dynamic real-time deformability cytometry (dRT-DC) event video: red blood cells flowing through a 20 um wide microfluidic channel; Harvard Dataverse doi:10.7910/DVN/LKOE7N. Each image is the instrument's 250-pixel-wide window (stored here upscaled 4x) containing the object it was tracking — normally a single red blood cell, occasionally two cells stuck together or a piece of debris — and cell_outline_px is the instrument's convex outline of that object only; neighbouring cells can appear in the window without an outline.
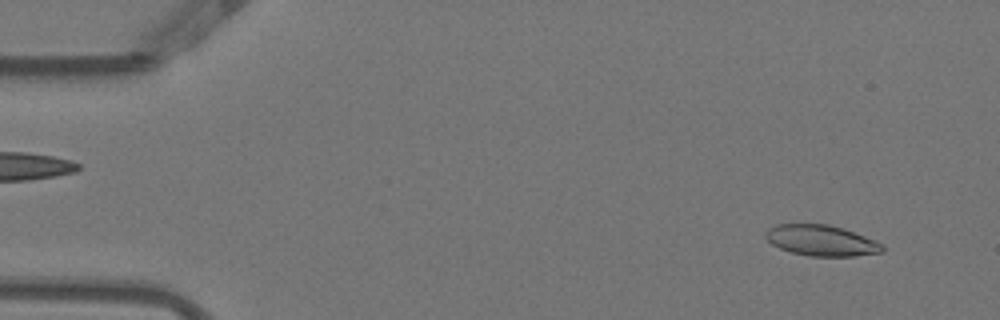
{"species": "Egyptian fruit bat (a non-hibernating species)", "species_latin": "Rousettus aegyptiacus", "temperature_condition": "warm", "stored_images_in_passage": 51, "camera_frame_rate_fps": 3000, "um_per_image_px": 0.085, "animal": {"sex": "female"}, "frame": {"image": 1, "passage_image": 3, "time_ms": 0.667, "image_size_px": [1000, 320], "cell_outline_px": [[884, 252], [856, 256], [808, 256], [792, 252], [780, 248], [772, 244], [764, 236], [764, 232], [768, 228], [776, 224], [828, 224], [844, 228], [884, 244]], "centroid_in_image_um": [69.82, 20.44], "position_along_channel_um": 15.2, "area_um2": 21.1}}
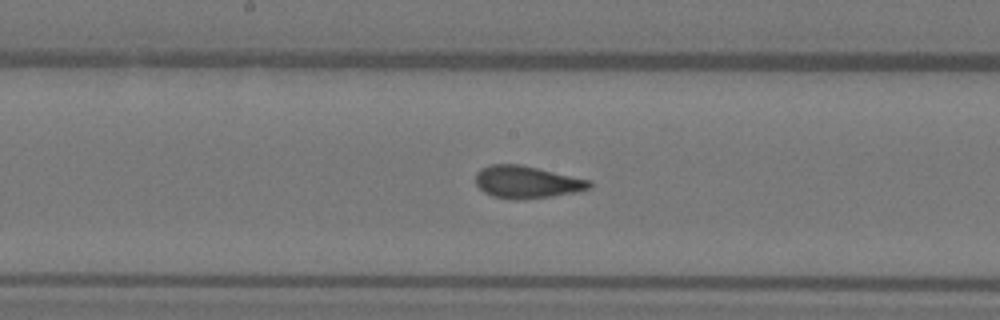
{"frame": {"image": 2, "passage_image": 26, "time_ms": 8.333, "image_size_px": [1000, 320], "cell_outline_px": [[592, 188], [576, 192], [552, 196], [516, 200], [492, 196], [484, 192], [476, 184], [476, 172], [480, 168], [488, 164], [520, 164], [592, 180]], "centroid_in_image_um": [44.78, 15.47], "position_along_channel_um": 203.4, "area_um2": 21.62}}
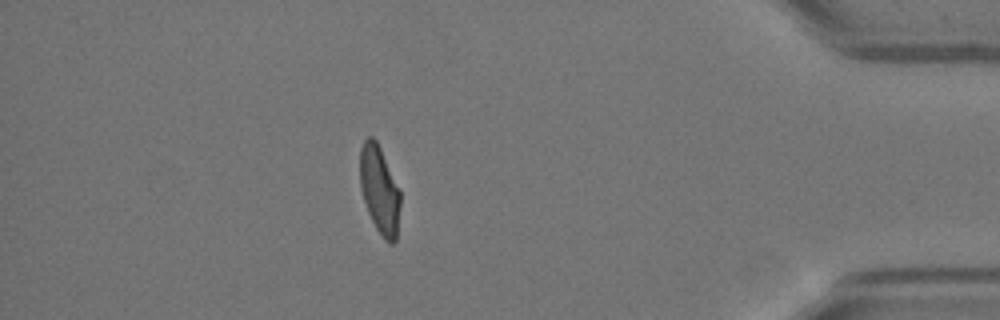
{"frame": {"image": 3, "passage_image": 45, "time_ms": 14.667, "image_size_px": [1000, 320], "cell_outline_px": [[400, 204], [396, 240], [392, 244], [388, 244], [384, 240], [376, 228], [368, 212], [360, 188], [360, 148], [364, 140], [368, 136], [372, 136], [376, 140], [400, 188]], "centroid_in_image_um": [32.26, 16.14], "position_along_channel_um": 402.9, "area_um2": 20.75}, "authors_computed_cell_mechanics": {"area_um2": 21.6172, "velocity_mm_per_s": 3.8675, "shape_relaxation_time_tau1_ms": 6.9651, "shape_relaxation_time_tau2_ms": 0.9233, "deformation_change_tau1": 0.2086, "deformation_change_tau2": 0.0831}}